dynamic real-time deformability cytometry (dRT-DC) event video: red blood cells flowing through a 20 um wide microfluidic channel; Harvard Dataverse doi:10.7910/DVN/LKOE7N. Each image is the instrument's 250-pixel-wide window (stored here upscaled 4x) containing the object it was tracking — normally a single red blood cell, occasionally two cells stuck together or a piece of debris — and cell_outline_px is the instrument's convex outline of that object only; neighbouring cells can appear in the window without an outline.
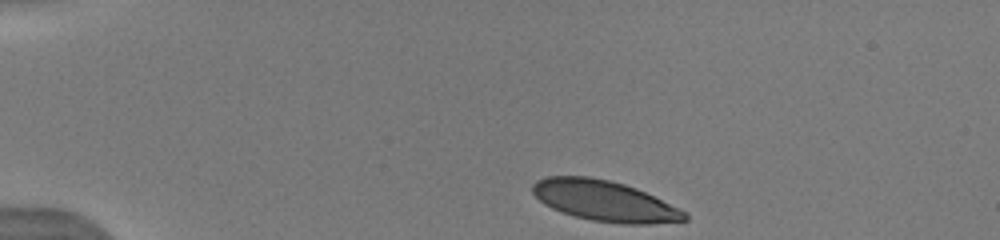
{"species": "human", "species_latin": "Homo sapiens", "temperature_condition": "warm", "stored_images_in_passage": 71, "camera_frame_rate_fps": 3000, "um_per_image_px": 0.085, "donor": {"sex": "male"}, "frame": {"image": 1, "passage_image": 1, "time_ms": 0.0, "image_size_px": [1000, 240], "cell_outline_px": [[688, 220], [648, 224], [624, 224], [592, 220], [576, 216], [552, 208], [544, 204], [532, 192], [532, 184], [536, 180], [544, 176], [588, 176], [608, 180], [624, 184], [636, 188], [688, 212]], "centroid_in_image_um": [51.39, 17.07], "position_along_channel_um": 33.6, "area_um2": 35.84}}
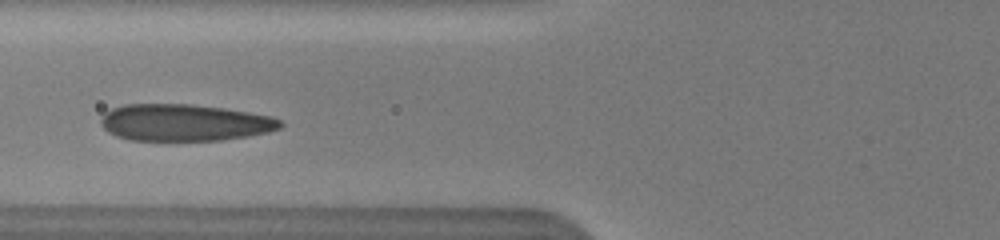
{"frame": {"image": 2, "passage_image": 25, "time_ms": 3.667, "image_size_px": [1000, 240], "cell_outline_px": [[284, 124], [280, 128], [268, 132], [248, 136], [220, 140], [128, 140], [116, 136], [108, 132], [100, 124], [100, 120], [104, 112], [112, 108], [124, 104], [188, 104], [224, 108], [272, 116], [280, 120]], "centroid_in_image_um": [15.66, 10.42], "position_along_channel_um": 110.1, "area_um2": 38.61}}
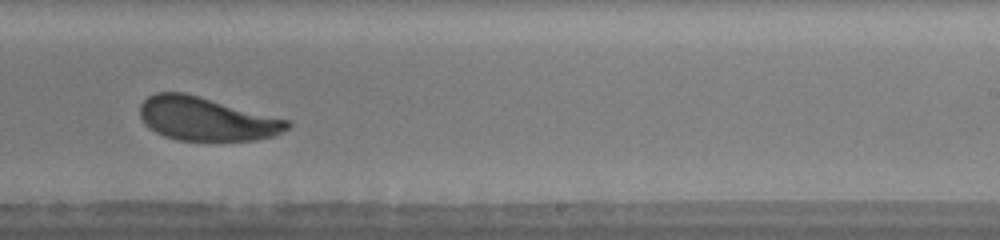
{"frame": {"image": 3, "passage_image": 47, "time_ms": 7.667, "image_size_px": [1000, 240], "cell_outline_px": [[292, 124], [288, 128], [272, 136], [256, 140], [176, 140], [164, 136], [148, 128], [144, 124], [140, 116], [140, 104], [148, 96], [156, 92], [184, 92], [288, 120]], "centroid_in_image_um": [17.49, 10.1], "position_along_channel_um": 271.5, "area_um2": 37.11}, "authors_computed_cell_mechanics": {"area_um2": 38.2058, "velocity_mm_per_s": 4.0406, "shape_relaxation_time_tau1_ms": 1.9059, "shape_relaxation_time_tau2_ms": 1.1828, "deformation_change_tau1": 0.1071, "deformation_change_tau2": 0.0738}}